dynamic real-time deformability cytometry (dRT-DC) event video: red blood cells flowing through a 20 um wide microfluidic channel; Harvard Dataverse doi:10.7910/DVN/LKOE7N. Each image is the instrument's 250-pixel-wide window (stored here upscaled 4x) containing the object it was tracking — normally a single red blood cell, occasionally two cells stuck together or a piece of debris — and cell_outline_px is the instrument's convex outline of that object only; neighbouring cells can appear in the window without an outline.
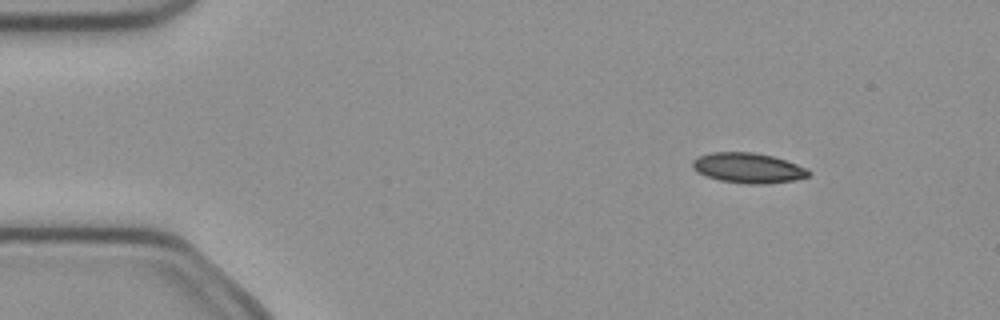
{"species": "common noctule bat (a hibernating species)", "species_latin": "Nyctalus noctula", "temperature_condition": "cold", "stored_images_in_passage": 5, "camera_frame_rate_fps": 3000, "um_per_image_px": 0.085, "animal": {"sex": "female", "body_mass_g": 21.9}, "frame": {"image": 1, "passage_image": 2, "time_ms": 0.333, "image_size_px": [1000, 320], "cell_outline_px": [[812, 172], [808, 176], [796, 180], [768, 184], [748, 184], [720, 180], [708, 176], [692, 168], [692, 160], [696, 156], [712, 152], [752, 152], [772, 156], [808, 168]], "centroid_in_image_um": [63.61, 14.27], "position_along_channel_um": 21.4, "area_um2": 20.4}}
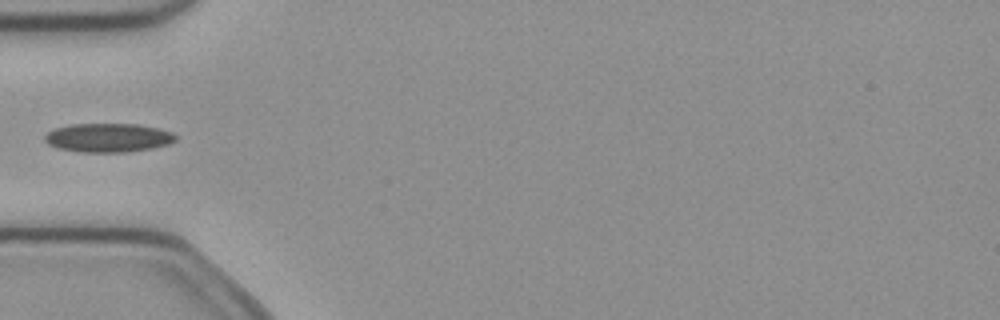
{"frame": {"image": 2, "passage_image": 5, "time_ms": 1.333, "image_size_px": [1000, 320], "cell_outline_px": [[176, 140], [168, 144], [148, 148], [124, 152], [80, 152], [56, 148], [48, 144], [44, 140], [44, 136], [48, 132], [56, 128], [72, 124], [140, 124], [172, 132], [176, 136]], "centroid_in_image_um": [9.15, 11.7], "position_along_channel_um": 75.8, "area_um2": 21.85}}